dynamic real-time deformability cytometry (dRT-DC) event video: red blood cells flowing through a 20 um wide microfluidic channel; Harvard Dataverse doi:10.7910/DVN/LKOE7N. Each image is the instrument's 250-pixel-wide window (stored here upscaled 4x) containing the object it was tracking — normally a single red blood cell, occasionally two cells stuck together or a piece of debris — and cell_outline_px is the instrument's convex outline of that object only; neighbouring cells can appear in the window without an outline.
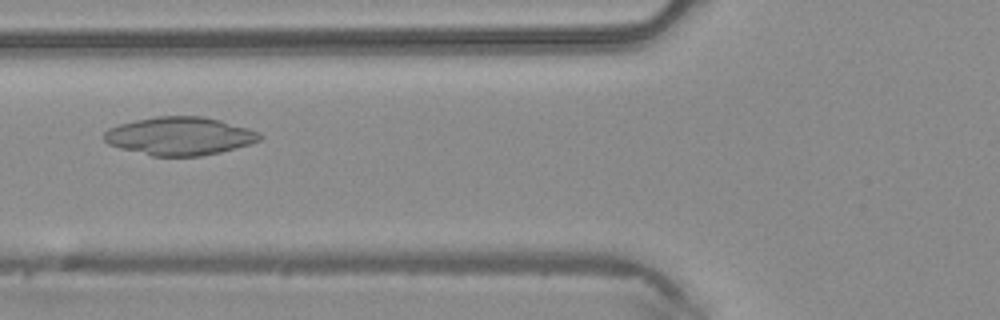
{"species": "common noctule bat (a hibernating species)", "species_latin": "Nyctalus noctula", "temperature_condition": "warm", "stored_images_in_passage": 47, "camera_frame_rate_fps": 3000, "um_per_image_px": 0.085, "animal": {"sex": "male", "body_mass_g": 20.4}, "frame": {"image": 1, "passage_image": 18, "time_ms": 5.667, "image_size_px": [1000, 320], "cell_outline_px": [[264, 136], [260, 140], [248, 144], [220, 152], [200, 156], [152, 156], [120, 148], [108, 144], [104, 140], [104, 132], [108, 128], [120, 124], [136, 120], [156, 116], [204, 116], [220, 120], [248, 128], [260, 132]], "centroid_in_image_um": [15.27, 11.56], "position_along_channel_um": 110.5, "area_um2": 34.56}}
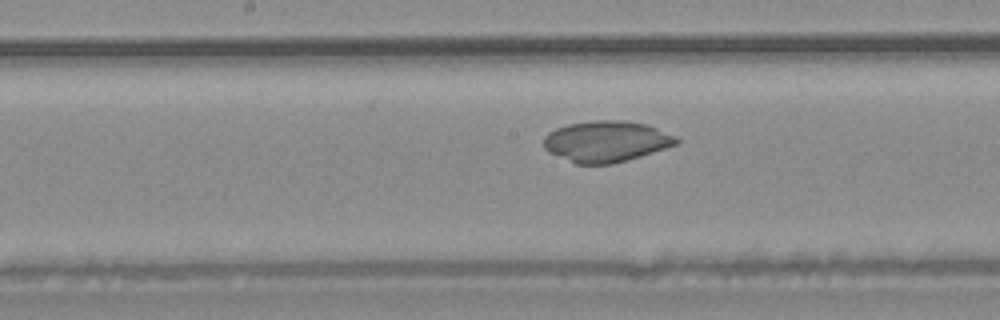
{"frame": {"image": 2, "passage_image": 24, "time_ms": 7.667, "image_size_px": [1000, 320], "cell_outline_px": [[680, 140], [676, 144], [628, 160], [612, 164], [576, 164], [548, 152], [544, 148], [544, 136], [548, 132], [556, 128], [568, 124], [592, 120], [624, 120], [644, 124], [656, 128], [676, 136]], "centroid_in_image_um": [51.49, 12.02], "position_along_channel_um": 196.7, "area_um2": 31.67}}
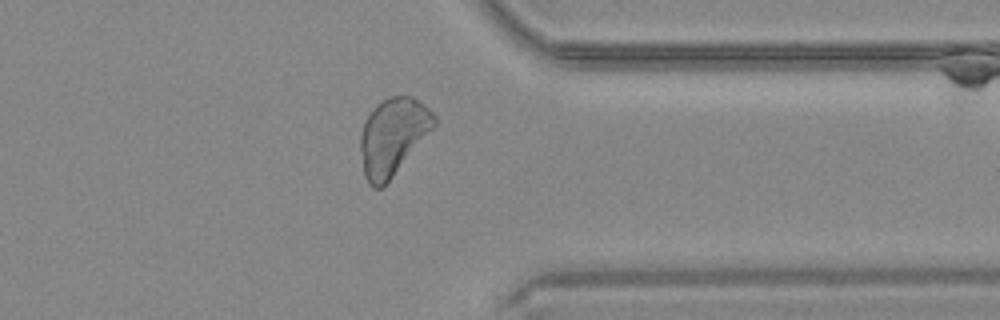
{"frame": {"image": 3, "passage_image": 37, "time_ms": 12.0, "image_size_px": [1000, 320], "cell_outline_px": [[436, 124], [392, 176], [380, 188], [372, 188], [368, 184], [364, 176], [360, 148], [360, 136], [364, 124], [368, 116], [376, 104], [392, 96], [412, 96], [424, 104], [436, 116]], "centroid_in_image_um": [33.38, 11.59], "position_along_channel_um": 378.0, "area_um2": 32.37}}